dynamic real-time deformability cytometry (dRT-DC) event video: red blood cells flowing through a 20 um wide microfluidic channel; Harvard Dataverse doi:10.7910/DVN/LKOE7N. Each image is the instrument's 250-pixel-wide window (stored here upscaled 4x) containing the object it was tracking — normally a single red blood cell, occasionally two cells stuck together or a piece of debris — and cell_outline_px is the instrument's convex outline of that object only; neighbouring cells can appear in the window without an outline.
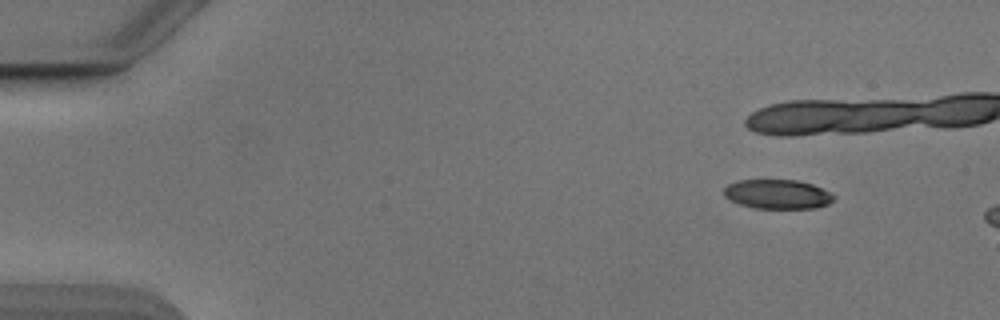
{"species": "Egyptian fruit bat (a non-hibernating species)", "species_latin": "Rousettus aegyptiacus", "temperature_condition": "cold", "stored_images_in_passage": 10, "camera_frame_rate_fps": 3000, "um_per_image_px": 0.085, "animal": {"sex": "male"}, "frame": {"image": 1, "passage_image": 1, "time_ms": 0.0, "image_size_px": [1000, 320], "cell_outline_px": [[836, 196], [828, 204], [816, 208], [752, 208], [740, 204], [724, 196], [724, 188], [728, 184], [740, 180], [796, 180], [812, 184]], "centroid_in_image_um": [66.08, 16.51], "position_along_channel_um": 18.9, "area_um2": 18.61}}